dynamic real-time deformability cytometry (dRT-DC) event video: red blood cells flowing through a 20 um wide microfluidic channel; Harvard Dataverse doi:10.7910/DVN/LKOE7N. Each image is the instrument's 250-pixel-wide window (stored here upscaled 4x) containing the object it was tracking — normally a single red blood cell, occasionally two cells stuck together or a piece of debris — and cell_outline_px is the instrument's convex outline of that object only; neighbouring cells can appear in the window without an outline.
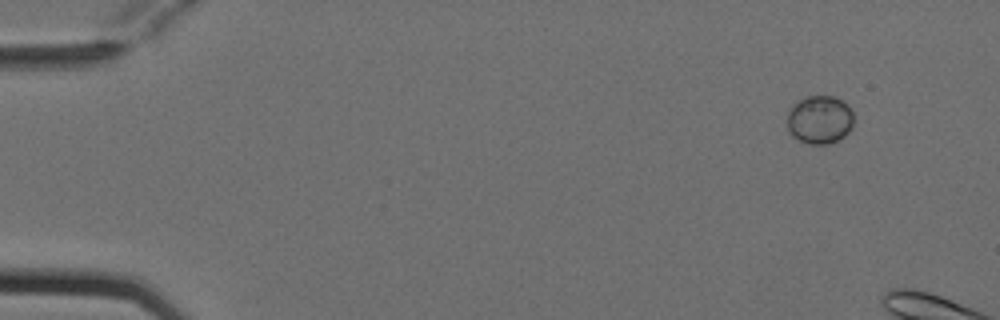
{"species": "Egyptian fruit bat (a non-hibernating species)", "species_latin": "Rousettus aegyptiacus", "temperature_condition": "cold", "stored_images_in_passage": 3, "camera_frame_rate_fps": 3000, "um_per_image_px": 0.085, "animal": {"sex": "female"}, "frame": {"image": 1, "passage_image": 3, "time_ms": 0.667, "image_size_px": [1000, 320], "cell_outline_px": [[852, 128], [844, 136], [828, 144], [812, 144], [800, 140], [792, 136], [788, 132], [788, 112], [792, 104], [796, 100], [808, 96], [836, 96], [848, 104], [852, 112]], "centroid_in_image_um": [69.66, 10.15], "position_along_channel_um": 15.3, "area_um2": 18.84}}